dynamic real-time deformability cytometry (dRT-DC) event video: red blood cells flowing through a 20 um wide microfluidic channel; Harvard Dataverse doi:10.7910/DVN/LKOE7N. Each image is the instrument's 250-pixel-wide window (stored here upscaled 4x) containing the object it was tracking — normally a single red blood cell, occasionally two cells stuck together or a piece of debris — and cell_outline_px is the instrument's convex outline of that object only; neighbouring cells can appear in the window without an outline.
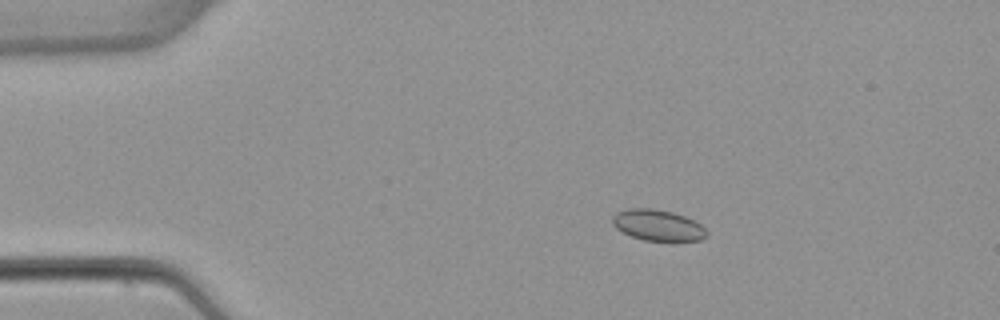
{"species": "common noctule bat (a hibernating species)", "species_latin": "Nyctalus noctula", "temperature_condition": "warm", "stored_images_in_passage": 6, "camera_frame_rate_fps": 3000, "um_per_image_px": 0.085, "animal": {"sex": "female", "body_mass_g": 22.7, "forearm_length_mm": 54.2}, "frame": {"image": 1, "passage_image": 3, "time_ms": 2.667, "image_size_px": [1000, 320], "cell_outline_px": [[708, 236], [700, 240], [644, 240], [632, 236], [616, 228], [612, 224], [612, 216], [616, 212], [628, 208], [652, 208], [672, 212], [684, 216], [700, 224], [708, 232]], "centroid_in_image_um": [55.89, 19.13], "position_along_channel_um": 29.1, "area_um2": 16.88}}
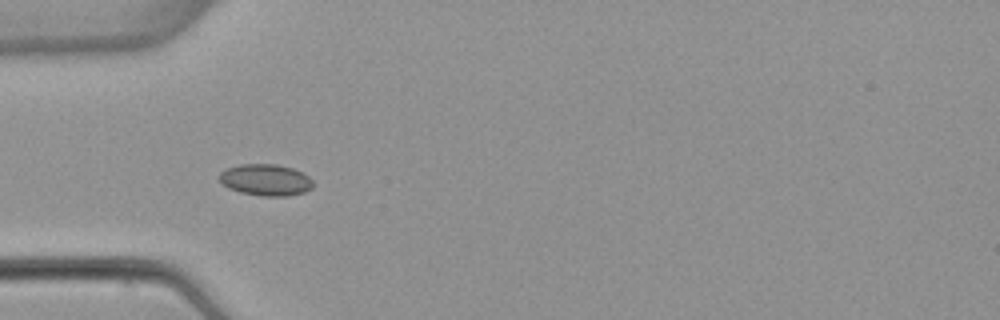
{"frame": {"image": 2, "passage_image": 5, "time_ms": 5.0, "image_size_px": [1000, 320], "cell_outline_px": [[312, 188], [304, 192], [288, 196], [260, 196], [240, 192], [228, 188], [220, 180], [220, 172], [228, 168], [240, 164], [276, 164], [292, 168], [304, 172], [312, 180]], "centroid_in_image_um": [22.61, 15.29], "position_along_channel_um": 62.4, "area_um2": 17.22}}
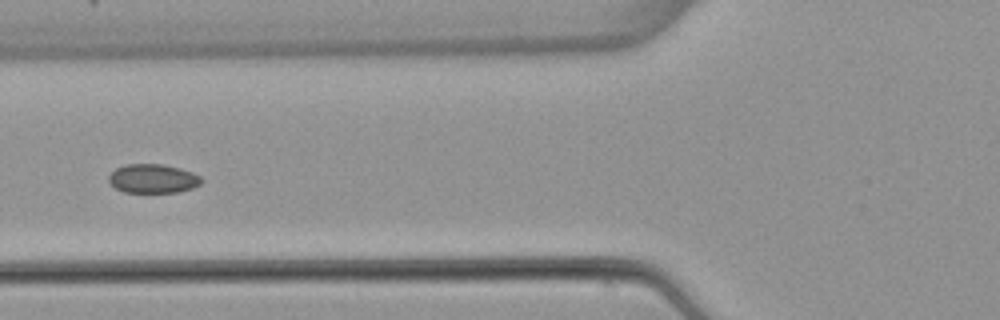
{"frame": {"image": 3, "passage_image": 6, "time_ms": 6.333, "image_size_px": [1000, 320], "cell_outline_px": [[204, 180], [200, 184], [192, 188], [176, 192], [124, 192], [116, 188], [108, 180], [108, 176], [116, 168], [128, 164], [164, 164], [180, 168], [192, 172], [200, 176]], "centroid_in_image_um": [13.02, 15.17], "position_along_channel_um": 112.8, "area_um2": 15.61}}